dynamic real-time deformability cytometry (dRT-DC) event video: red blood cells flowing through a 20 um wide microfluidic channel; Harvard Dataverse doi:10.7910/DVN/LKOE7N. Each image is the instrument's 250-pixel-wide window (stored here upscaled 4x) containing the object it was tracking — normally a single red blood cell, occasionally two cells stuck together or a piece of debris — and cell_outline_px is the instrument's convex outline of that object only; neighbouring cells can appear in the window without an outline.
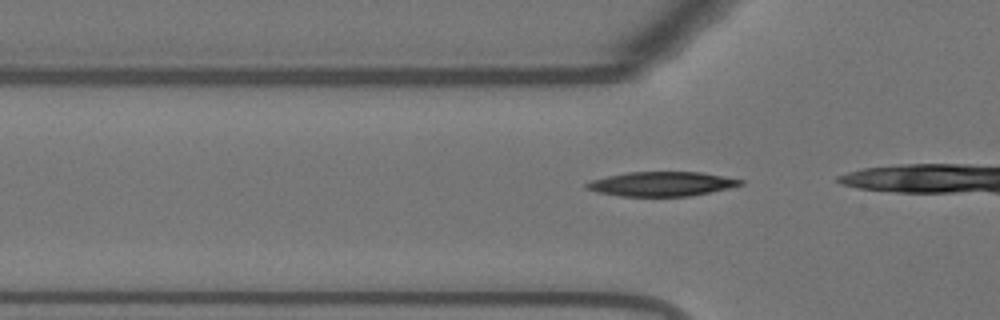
{"species": "Egyptian fruit bat (a non-hibernating species)", "species_latin": "Rousettus aegyptiacus", "temperature_condition": "warm", "stored_images_in_passage": 9, "camera_frame_rate_fps": 3000, "um_per_image_px": 0.085, "animal": {"sex": "female"}, "frame": {"image": 1, "passage_image": 3, "time_ms": 0.667, "image_size_px": [1000, 320], "cell_outline_px": [[744, 184], [728, 188], [692, 196], [620, 196], [600, 192], [584, 188], [584, 184], [592, 180], [608, 176], [628, 172], [700, 172], [724, 176], [744, 180]], "centroid_in_image_um": [56.26, 15.63], "position_along_channel_um": 69.5, "area_um2": 21.79}}
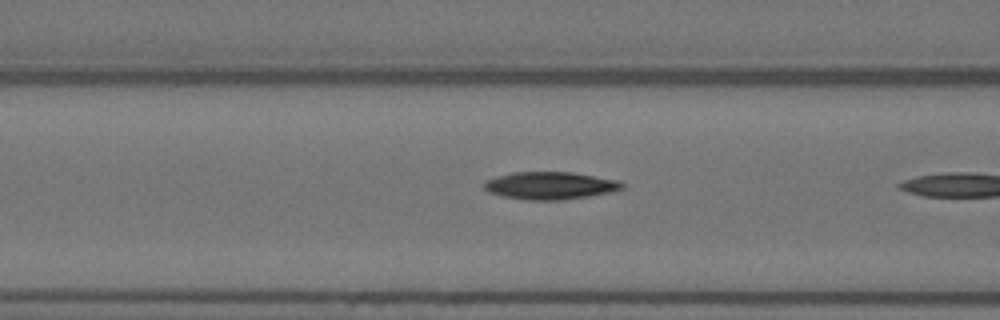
{"frame": {"image": 2, "passage_image": 7, "time_ms": 2.0, "image_size_px": [1000, 320], "cell_outline_px": [[624, 188], [612, 192], [588, 196], [560, 200], [528, 200], [504, 196], [488, 192], [484, 188], [484, 180], [496, 176], [512, 172], [572, 172], [620, 180], [624, 184]], "centroid_in_image_um": [46.77, 15.76], "position_along_channel_um": 119.8, "area_um2": 22.25}}